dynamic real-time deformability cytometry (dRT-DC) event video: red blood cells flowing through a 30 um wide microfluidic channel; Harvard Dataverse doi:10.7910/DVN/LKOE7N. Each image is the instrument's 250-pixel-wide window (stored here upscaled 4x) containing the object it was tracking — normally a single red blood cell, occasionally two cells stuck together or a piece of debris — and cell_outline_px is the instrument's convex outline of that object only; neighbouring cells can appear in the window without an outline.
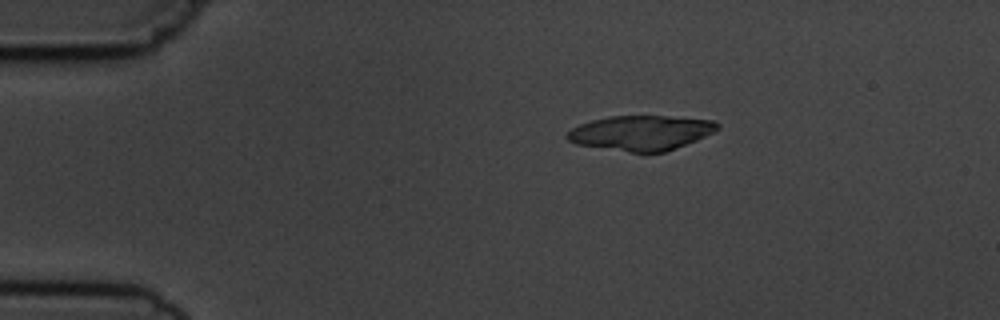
{"species": "common noctule bat (a hibernating species)", "species_latin": "Nyctalus noctula", "temperature_condition": "cold", "stored_images_in_passage": 5, "camera_frame_rate_fps": 3000, "um_per_image_px": 0.085, "animal": {"sex": "male", "body_mass_g": 19.5, "forearm_length_mm": 54.6}, "frame": {"image": 1, "passage_image": 2, "time_ms": 2.0, "image_size_px": [1000, 320], "cell_outline_px": [[720, 128], [696, 140], [664, 152], [632, 152], [576, 144], [568, 140], [564, 136], [572, 128], [580, 124], [592, 120], [608, 116], [668, 116], [716, 120], [720, 124]], "centroid_in_image_um": [54.49, 11.28], "position_along_channel_um": 30.5, "area_um2": 30.35}}